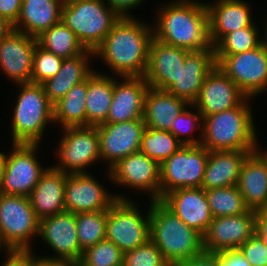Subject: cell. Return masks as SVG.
<instances>
[{"instance_id":"obj_20","label":"cell","mask_w":267,"mask_h":266,"mask_svg":"<svg viewBox=\"0 0 267 266\" xmlns=\"http://www.w3.org/2000/svg\"><path fill=\"white\" fill-rule=\"evenodd\" d=\"M160 201L187 226L202 236L206 233L213 216L203 188L175 189L165 194Z\"/></svg>"},{"instance_id":"obj_34","label":"cell","mask_w":267,"mask_h":266,"mask_svg":"<svg viewBox=\"0 0 267 266\" xmlns=\"http://www.w3.org/2000/svg\"><path fill=\"white\" fill-rule=\"evenodd\" d=\"M205 192L213 218L234 216L250 211L237 185L209 189Z\"/></svg>"},{"instance_id":"obj_16","label":"cell","mask_w":267,"mask_h":266,"mask_svg":"<svg viewBox=\"0 0 267 266\" xmlns=\"http://www.w3.org/2000/svg\"><path fill=\"white\" fill-rule=\"evenodd\" d=\"M96 127L101 160L108 161V170L120 159L140 151L142 136L146 129L143 119L103 123Z\"/></svg>"},{"instance_id":"obj_17","label":"cell","mask_w":267,"mask_h":266,"mask_svg":"<svg viewBox=\"0 0 267 266\" xmlns=\"http://www.w3.org/2000/svg\"><path fill=\"white\" fill-rule=\"evenodd\" d=\"M124 195H111L88 173L66 174L65 210L72 213L108 210Z\"/></svg>"},{"instance_id":"obj_41","label":"cell","mask_w":267,"mask_h":266,"mask_svg":"<svg viewBox=\"0 0 267 266\" xmlns=\"http://www.w3.org/2000/svg\"><path fill=\"white\" fill-rule=\"evenodd\" d=\"M198 114H194L191 111H188L186 108L180 112V114L176 117V119L172 122L170 132L183 144V145H200L201 140H197L196 138L187 137L180 138V135L190 134L191 132L197 129L195 126L198 124V128L201 127L202 133V125L203 117L199 110L196 108ZM201 121V122H200ZM199 122V123H198Z\"/></svg>"},{"instance_id":"obj_38","label":"cell","mask_w":267,"mask_h":266,"mask_svg":"<svg viewBox=\"0 0 267 266\" xmlns=\"http://www.w3.org/2000/svg\"><path fill=\"white\" fill-rule=\"evenodd\" d=\"M123 255L115 243L105 239L85 249L77 266H122Z\"/></svg>"},{"instance_id":"obj_40","label":"cell","mask_w":267,"mask_h":266,"mask_svg":"<svg viewBox=\"0 0 267 266\" xmlns=\"http://www.w3.org/2000/svg\"><path fill=\"white\" fill-rule=\"evenodd\" d=\"M122 266H170L157 246L148 240L146 243L124 252Z\"/></svg>"},{"instance_id":"obj_54","label":"cell","mask_w":267,"mask_h":266,"mask_svg":"<svg viewBox=\"0 0 267 266\" xmlns=\"http://www.w3.org/2000/svg\"><path fill=\"white\" fill-rule=\"evenodd\" d=\"M4 246L2 245L1 241H0V249L3 248Z\"/></svg>"},{"instance_id":"obj_25","label":"cell","mask_w":267,"mask_h":266,"mask_svg":"<svg viewBox=\"0 0 267 266\" xmlns=\"http://www.w3.org/2000/svg\"><path fill=\"white\" fill-rule=\"evenodd\" d=\"M66 173L47 167L39 182L28 196L39 220L65 210Z\"/></svg>"},{"instance_id":"obj_5","label":"cell","mask_w":267,"mask_h":266,"mask_svg":"<svg viewBox=\"0 0 267 266\" xmlns=\"http://www.w3.org/2000/svg\"><path fill=\"white\" fill-rule=\"evenodd\" d=\"M120 16L104 0H65L61 21L86 50L95 51Z\"/></svg>"},{"instance_id":"obj_32","label":"cell","mask_w":267,"mask_h":266,"mask_svg":"<svg viewBox=\"0 0 267 266\" xmlns=\"http://www.w3.org/2000/svg\"><path fill=\"white\" fill-rule=\"evenodd\" d=\"M87 79L74 85L66 95L53 106L54 121L62 128L86 126Z\"/></svg>"},{"instance_id":"obj_39","label":"cell","mask_w":267,"mask_h":266,"mask_svg":"<svg viewBox=\"0 0 267 266\" xmlns=\"http://www.w3.org/2000/svg\"><path fill=\"white\" fill-rule=\"evenodd\" d=\"M62 62V58L37 44L33 57L31 83L42 84L54 77L59 72Z\"/></svg>"},{"instance_id":"obj_52","label":"cell","mask_w":267,"mask_h":266,"mask_svg":"<svg viewBox=\"0 0 267 266\" xmlns=\"http://www.w3.org/2000/svg\"><path fill=\"white\" fill-rule=\"evenodd\" d=\"M255 152L265 161L267 164V151L262 152L259 150V146H256Z\"/></svg>"},{"instance_id":"obj_50","label":"cell","mask_w":267,"mask_h":266,"mask_svg":"<svg viewBox=\"0 0 267 266\" xmlns=\"http://www.w3.org/2000/svg\"><path fill=\"white\" fill-rule=\"evenodd\" d=\"M13 30V25L5 18L0 17V41Z\"/></svg>"},{"instance_id":"obj_24","label":"cell","mask_w":267,"mask_h":266,"mask_svg":"<svg viewBox=\"0 0 267 266\" xmlns=\"http://www.w3.org/2000/svg\"><path fill=\"white\" fill-rule=\"evenodd\" d=\"M209 39L214 47L226 34L254 24L248 3L242 0H217L206 3Z\"/></svg>"},{"instance_id":"obj_18","label":"cell","mask_w":267,"mask_h":266,"mask_svg":"<svg viewBox=\"0 0 267 266\" xmlns=\"http://www.w3.org/2000/svg\"><path fill=\"white\" fill-rule=\"evenodd\" d=\"M246 96L238 86L216 65L203 81L196 101L191 104L202 117L237 107Z\"/></svg>"},{"instance_id":"obj_21","label":"cell","mask_w":267,"mask_h":266,"mask_svg":"<svg viewBox=\"0 0 267 266\" xmlns=\"http://www.w3.org/2000/svg\"><path fill=\"white\" fill-rule=\"evenodd\" d=\"M189 50L167 45L152 38L144 75L149 87L167 90L178 78Z\"/></svg>"},{"instance_id":"obj_13","label":"cell","mask_w":267,"mask_h":266,"mask_svg":"<svg viewBox=\"0 0 267 266\" xmlns=\"http://www.w3.org/2000/svg\"><path fill=\"white\" fill-rule=\"evenodd\" d=\"M256 211L215 217L203 235V250L215 253L238 249L256 233Z\"/></svg>"},{"instance_id":"obj_1","label":"cell","mask_w":267,"mask_h":266,"mask_svg":"<svg viewBox=\"0 0 267 266\" xmlns=\"http://www.w3.org/2000/svg\"><path fill=\"white\" fill-rule=\"evenodd\" d=\"M153 30L134 17H120L94 51L118 76L144 77Z\"/></svg>"},{"instance_id":"obj_26","label":"cell","mask_w":267,"mask_h":266,"mask_svg":"<svg viewBox=\"0 0 267 266\" xmlns=\"http://www.w3.org/2000/svg\"><path fill=\"white\" fill-rule=\"evenodd\" d=\"M254 151H209L201 188L209 190L237 185L241 166Z\"/></svg>"},{"instance_id":"obj_11","label":"cell","mask_w":267,"mask_h":266,"mask_svg":"<svg viewBox=\"0 0 267 266\" xmlns=\"http://www.w3.org/2000/svg\"><path fill=\"white\" fill-rule=\"evenodd\" d=\"M63 132L57 150L59 163L52 167L66 174L88 173L84 169L101 160L97 127H65Z\"/></svg>"},{"instance_id":"obj_36","label":"cell","mask_w":267,"mask_h":266,"mask_svg":"<svg viewBox=\"0 0 267 266\" xmlns=\"http://www.w3.org/2000/svg\"><path fill=\"white\" fill-rule=\"evenodd\" d=\"M107 216L108 210L76 214L77 236L83 251L105 240Z\"/></svg>"},{"instance_id":"obj_49","label":"cell","mask_w":267,"mask_h":266,"mask_svg":"<svg viewBox=\"0 0 267 266\" xmlns=\"http://www.w3.org/2000/svg\"><path fill=\"white\" fill-rule=\"evenodd\" d=\"M36 256L37 255L34 256L33 266H77L76 264L67 261H49Z\"/></svg>"},{"instance_id":"obj_29","label":"cell","mask_w":267,"mask_h":266,"mask_svg":"<svg viewBox=\"0 0 267 266\" xmlns=\"http://www.w3.org/2000/svg\"><path fill=\"white\" fill-rule=\"evenodd\" d=\"M190 106L191 104L166 90L149 87L143 113L145 126L156 130L170 131L176 117Z\"/></svg>"},{"instance_id":"obj_43","label":"cell","mask_w":267,"mask_h":266,"mask_svg":"<svg viewBox=\"0 0 267 266\" xmlns=\"http://www.w3.org/2000/svg\"><path fill=\"white\" fill-rule=\"evenodd\" d=\"M219 266H251L238 249L218 252Z\"/></svg>"},{"instance_id":"obj_31","label":"cell","mask_w":267,"mask_h":266,"mask_svg":"<svg viewBox=\"0 0 267 266\" xmlns=\"http://www.w3.org/2000/svg\"><path fill=\"white\" fill-rule=\"evenodd\" d=\"M113 97V77L94 72L87 78L86 126L106 122Z\"/></svg>"},{"instance_id":"obj_6","label":"cell","mask_w":267,"mask_h":266,"mask_svg":"<svg viewBox=\"0 0 267 266\" xmlns=\"http://www.w3.org/2000/svg\"><path fill=\"white\" fill-rule=\"evenodd\" d=\"M17 97L12 122V143L39 144L48 122L54 121L53 105L42 84H16Z\"/></svg>"},{"instance_id":"obj_19","label":"cell","mask_w":267,"mask_h":266,"mask_svg":"<svg viewBox=\"0 0 267 266\" xmlns=\"http://www.w3.org/2000/svg\"><path fill=\"white\" fill-rule=\"evenodd\" d=\"M37 38L12 30L0 41V69L15 84L31 83Z\"/></svg>"},{"instance_id":"obj_7","label":"cell","mask_w":267,"mask_h":266,"mask_svg":"<svg viewBox=\"0 0 267 266\" xmlns=\"http://www.w3.org/2000/svg\"><path fill=\"white\" fill-rule=\"evenodd\" d=\"M40 220L27 196L0 193V241L5 251H32Z\"/></svg>"},{"instance_id":"obj_23","label":"cell","mask_w":267,"mask_h":266,"mask_svg":"<svg viewBox=\"0 0 267 266\" xmlns=\"http://www.w3.org/2000/svg\"><path fill=\"white\" fill-rule=\"evenodd\" d=\"M216 66L214 47L189 51L181 67L177 80L166 90L193 104L199 96L203 81Z\"/></svg>"},{"instance_id":"obj_8","label":"cell","mask_w":267,"mask_h":266,"mask_svg":"<svg viewBox=\"0 0 267 266\" xmlns=\"http://www.w3.org/2000/svg\"><path fill=\"white\" fill-rule=\"evenodd\" d=\"M209 151L200 145H182L160 164V199L179 188L201 187Z\"/></svg>"},{"instance_id":"obj_51","label":"cell","mask_w":267,"mask_h":266,"mask_svg":"<svg viewBox=\"0 0 267 266\" xmlns=\"http://www.w3.org/2000/svg\"><path fill=\"white\" fill-rule=\"evenodd\" d=\"M5 160H6V154L3 152H0V184L2 182Z\"/></svg>"},{"instance_id":"obj_27","label":"cell","mask_w":267,"mask_h":266,"mask_svg":"<svg viewBox=\"0 0 267 266\" xmlns=\"http://www.w3.org/2000/svg\"><path fill=\"white\" fill-rule=\"evenodd\" d=\"M65 0H22V7L13 29L38 37L61 21Z\"/></svg>"},{"instance_id":"obj_12","label":"cell","mask_w":267,"mask_h":266,"mask_svg":"<svg viewBox=\"0 0 267 266\" xmlns=\"http://www.w3.org/2000/svg\"><path fill=\"white\" fill-rule=\"evenodd\" d=\"M12 151L5 160L0 193L29 196L47 170L36 158L38 144L12 143Z\"/></svg>"},{"instance_id":"obj_30","label":"cell","mask_w":267,"mask_h":266,"mask_svg":"<svg viewBox=\"0 0 267 266\" xmlns=\"http://www.w3.org/2000/svg\"><path fill=\"white\" fill-rule=\"evenodd\" d=\"M94 52L86 50L84 53L63 59L59 72L42 83L45 94L54 106L76 84L86 80L94 71L89 67L88 57Z\"/></svg>"},{"instance_id":"obj_37","label":"cell","mask_w":267,"mask_h":266,"mask_svg":"<svg viewBox=\"0 0 267 266\" xmlns=\"http://www.w3.org/2000/svg\"><path fill=\"white\" fill-rule=\"evenodd\" d=\"M255 24L226 34L215 46V55H233L253 50L261 45Z\"/></svg>"},{"instance_id":"obj_48","label":"cell","mask_w":267,"mask_h":266,"mask_svg":"<svg viewBox=\"0 0 267 266\" xmlns=\"http://www.w3.org/2000/svg\"><path fill=\"white\" fill-rule=\"evenodd\" d=\"M256 233L267 246V207L256 211Z\"/></svg>"},{"instance_id":"obj_33","label":"cell","mask_w":267,"mask_h":266,"mask_svg":"<svg viewBox=\"0 0 267 266\" xmlns=\"http://www.w3.org/2000/svg\"><path fill=\"white\" fill-rule=\"evenodd\" d=\"M36 38L40 47L62 59L71 58L86 51L77 36L62 21L43 31Z\"/></svg>"},{"instance_id":"obj_28","label":"cell","mask_w":267,"mask_h":266,"mask_svg":"<svg viewBox=\"0 0 267 266\" xmlns=\"http://www.w3.org/2000/svg\"><path fill=\"white\" fill-rule=\"evenodd\" d=\"M237 187L250 210L267 207V164L255 151L244 160Z\"/></svg>"},{"instance_id":"obj_14","label":"cell","mask_w":267,"mask_h":266,"mask_svg":"<svg viewBox=\"0 0 267 266\" xmlns=\"http://www.w3.org/2000/svg\"><path fill=\"white\" fill-rule=\"evenodd\" d=\"M58 256L43 257L49 261L78 264L83 250L77 236L76 214L64 211L40 220L39 235Z\"/></svg>"},{"instance_id":"obj_44","label":"cell","mask_w":267,"mask_h":266,"mask_svg":"<svg viewBox=\"0 0 267 266\" xmlns=\"http://www.w3.org/2000/svg\"><path fill=\"white\" fill-rule=\"evenodd\" d=\"M21 7L22 0H0V17L5 18L14 26L18 20Z\"/></svg>"},{"instance_id":"obj_3","label":"cell","mask_w":267,"mask_h":266,"mask_svg":"<svg viewBox=\"0 0 267 266\" xmlns=\"http://www.w3.org/2000/svg\"><path fill=\"white\" fill-rule=\"evenodd\" d=\"M150 240L170 266L201 254L203 236L187 226L160 200L150 201Z\"/></svg>"},{"instance_id":"obj_22","label":"cell","mask_w":267,"mask_h":266,"mask_svg":"<svg viewBox=\"0 0 267 266\" xmlns=\"http://www.w3.org/2000/svg\"><path fill=\"white\" fill-rule=\"evenodd\" d=\"M119 83L113 78V97L105 123L143 119L149 84L144 77L124 76Z\"/></svg>"},{"instance_id":"obj_35","label":"cell","mask_w":267,"mask_h":266,"mask_svg":"<svg viewBox=\"0 0 267 266\" xmlns=\"http://www.w3.org/2000/svg\"><path fill=\"white\" fill-rule=\"evenodd\" d=\"M183 144L170 132L146 127L140 151L161 164Z\"/></svg>"},{"instance_id":"obj_10","label":"cell","mask_w":267,"mask_h":266,"mask_svg":"<svg viewBox=\"0 0 267 266\" xmlns=\"http://www.w3.org/2000/svg\"><path fill=\"white\" fill-rule=\"evenodd\" d=\"M117 199L108 209L106 240L124 253L150 240V208L142 216L134 202Z\"/></svg>"},{"instance_id":"obj_47","label":"cell","mask_w":267,"mask_h":266,"mask_svg":"<svg viewBox=\"0 0 267 266\" xmlns=\"http://www.w3.org/2000/svg\"><path fill=\"white\" fill-rule=\"evenodd\" d=\"M106 3L120 16L131 17L130 9L139 6L144 0H105Z\"/></svg>"},{"instance_id":"obj_42","label":"cell","mask_w":267,"mask_h":266,"mask_svg":"<svg viewBox=\"0 0 267 266\" xmlns=\"http://www.w3.org/2000/svg\"><path fill=\"white\" fill-rule=\"evenodd\" d=\"M238 250L251 266H267V246L257 233L242 244Z\"/></svg>"},{"instance_id":"obj_9","label":"cell","mask_w":267,"mask_h":266,"mask_svg":"<svg viewBox=\"0 0 267 266\" xmlns=\"http://www.w3.org/2000/svg\"><path fill=\"white\" fill-rule=\"evenodd\" d=\"M216 65L248 98L267 90V48L262 44L233 55H215Z\"/></svg>"},{"instance_id":"obj_4","label":"cell","mask_w":267,"mask_h":266,"mask_svg":"<svg viewBox=\"0 0 267 266\" xmlns=\"http://www.w3.org/2000/svg\"><path fill=\"white\" fill-rule=\"evenodd\" d=\"M246 97L237 107L203 118L200 144L208 151L255 150L258 144Z\"/></svg>"},{"instance_id":"obj_46","label":"cell","mask_w":267,"mask_h":266,"mask_svg":"<svg viewBox=\"0 0 267 266\" xmlns=\"http://www.w3.org/2000/svg\"><path fill=\"white\" fill-rule=\"evenodd\" d=\"M175 266H219L218 252L208 253L203 251L201 254L179 262Z\"/></svg>"},{"instance_id":"obj_2","label":"cell","mask_w":267,"mask_h":266,"mask_svg":"<svg viewBox=\"0 0 267 266\" xmlns=\"http://www.w3.org/2000/svg\"><path fill=\"white\" fill-rule=\"evenodd\" d=\"M159 9L153 38L164 44L198 51L212 48L206 4L177 0Z\"/></svg>"},{"instance_id":"obj_53","label":"cell","mask_w":267,"mask_h":266,"mask_svg":"<svg viewBox=\"0 0 267 266\" xmlns=\"http://www.w3.org/2000/svg\"><path fill=\"white\" fill-rule=\"evenodd\" d=\"M265 25H266V26H265L266 29H265L264 31H265V33H266V34H265L266 37L263 38L264 40L261 39V44H262L264 47L267 48V21H266V24H265Z\"/></svg>"},{"instance_id":"obj_45","label":"cell","mask_w":267,"mask_h":266,"mask_svg":"<svg viewBox=\"0 0 267 266\" xmlns=\"http://www.w3.org/2000/svg\"><path fill=\"white\" fill-rule=\"evenodd\" d=\"M33 251H7V260L2 266H33Z\"/></svg>"},{"instance_id":"obj_15","label":"cell","mask_w":267,"mask_h":266,"mask_svg":"<svg viewBox=\"0 0 267 266\" xmlns=\"http://www.w3.org/2000/svg\"><path fill=\"white\" fill-rule=\"evenodd\" d=\"M108 171L114 184L150 192L151 201L160 200V164L143 152L120 159Z\"/></svg>"}]
</instances>
